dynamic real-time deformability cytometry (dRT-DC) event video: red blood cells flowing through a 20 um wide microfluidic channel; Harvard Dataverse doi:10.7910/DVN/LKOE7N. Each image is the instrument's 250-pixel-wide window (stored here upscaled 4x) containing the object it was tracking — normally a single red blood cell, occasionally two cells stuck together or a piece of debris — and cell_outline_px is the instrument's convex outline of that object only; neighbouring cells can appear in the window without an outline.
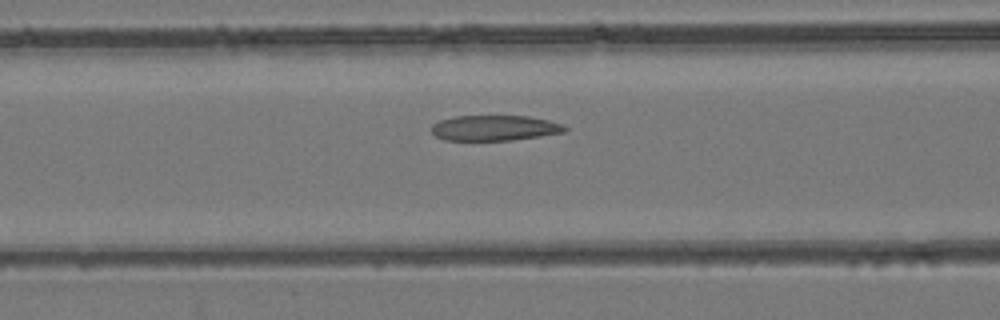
{"species": "common noctule bat (a hibernating species)", "species_latin": "Nyctalus noctula", "temperature_condition": "room temperature", "stored_images_in_passage": 37, "camera_frame_rate_fps": 3000, "um_per_image_px": 0.085, "animal": {"sex": "female", "body_mass_g": 24.6, "forearm_length_mm": 56.2}, "frame": {"image": 1, "passage_image": 14, "time_ms": 4.333, "image_size_px": [1000, 320], "cell_outline_px": [[568, 128], [564, 132], [540, 136], [512, 140], [444, 140], [436, 136], [432, 132], [432, 124], [440, 120], [456, 116], [528, 116], [548, 120], [564, 124]], "centroid_in_image_um": [42.05, 10.87], "position_along_channel_um": 124.5, "area_um2": 19.71}}
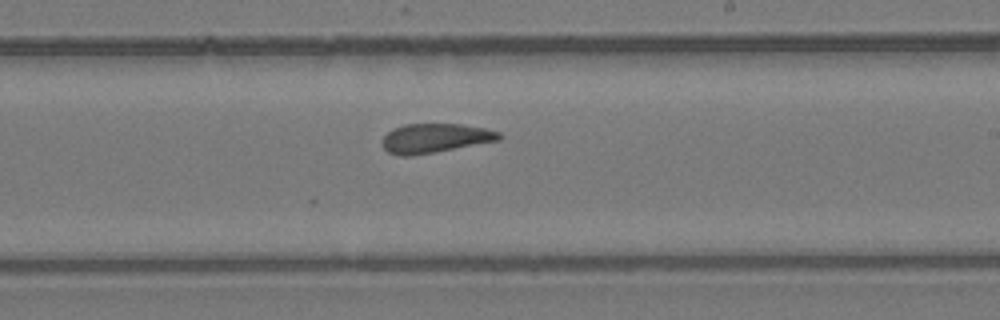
{"frame": {"image": 2, "passage_image": 23, "time_ms": 7.333, "image_size_px": [1000, 320], "cell_outline_px": [[504, 136], [500, 140], [412, 156], [400, 156], [388, 152], [380, 144], [384, 136], [392, 128], [404, 124], [464, 124], [484, 128], [500, 132]], "centroid_in_image_um": [36.96, 11.74], "position_along_channel_um": 252.0, "area_um2": 20.06}}
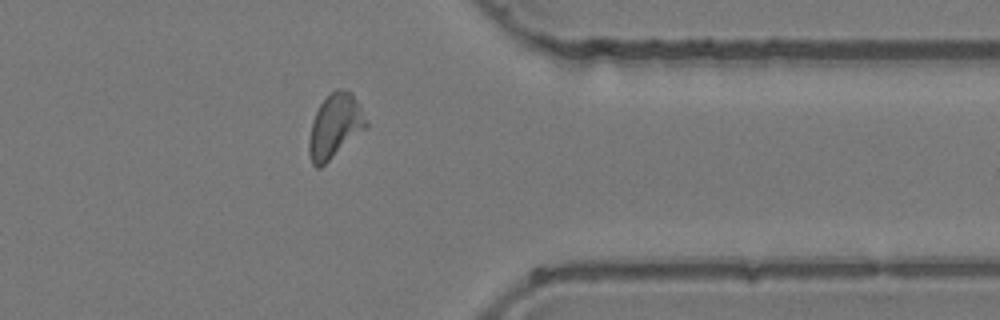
{"frame": {"image": 3, "passage_image": 33, "time_ms": 10.667, "image_size_px": [1000, 320], "cell_outline_px": [[368, 128], [320, 168], [316, 168], [312, 164], [308, 152], [308, 140], [312, 120], [320, 104], [336, 88], [348, 88], [352, 92], [360, 104], [368, 124]], "centroid_in_image_um": [28.49, 10.71], "position_along_channel_um": 382.9, "area_um2": 21.73}}